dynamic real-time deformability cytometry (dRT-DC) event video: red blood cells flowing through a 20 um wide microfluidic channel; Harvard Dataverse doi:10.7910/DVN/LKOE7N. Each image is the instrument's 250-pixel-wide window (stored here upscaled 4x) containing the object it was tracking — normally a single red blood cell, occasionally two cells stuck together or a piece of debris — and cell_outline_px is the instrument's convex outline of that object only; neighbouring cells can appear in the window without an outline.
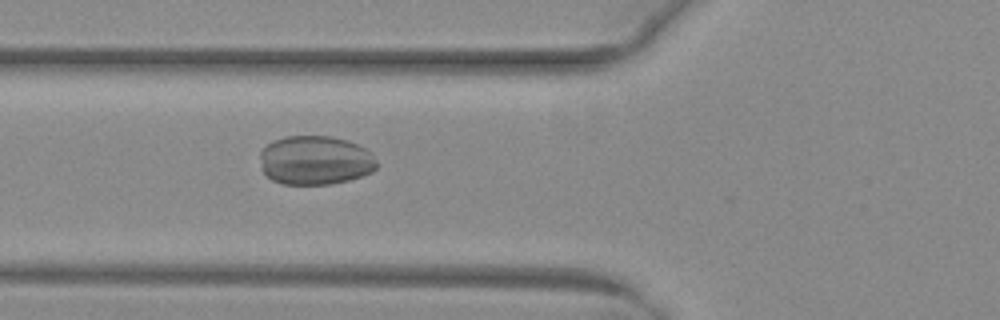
{"species": "common noctule bat (a hibernating species)", "species_latin": "Nyctalus noctula", "temperature_condition": "warm", "stored_images_in_passage": 39, "camera_frame_rate_fps": 3000, "um_per_image_px": 0.085, "animal": {"sex": "female", "body_mass_g": 29.2, "forearm_length_mm": 56.3}, "frame": {"image": 1, "passage_image": 7, "time_ms": 2.0, "image_size_px": [1000, 320], "cell_outline_px": [[380, 164], [372, 172], [348, 180], [332, 184], [284, 184], [272, 180], [260, 168], [260, 152], [268, 144], [284, 136], [332, 136], [348, 140], [372, 152]], "centroid_in_image_um": [26.82, 13.62], "position_along_channel_um": 99.0, "area_um2": 33.64}}
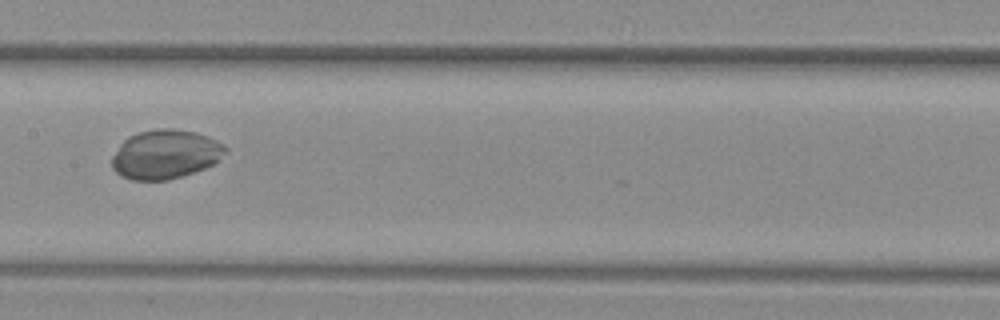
{"frame": {"image": 2, "passage_image": 14, "time_ms": 4.333, "image_size_px": [1000, 320], "cell_outline_px": [[228, 148], [212, 164], [204, 168], [168, 180], [132, 180], [120, 176], [112, 168], [112, 156], [120, 144], [128, 136], [136, 132], [156, 128], [172, 128], [196, 132], [208, 136], [224, 144]], "centroid_in_image_um": [14.01, 13.1], "position_along_channel_um": 193.4, "area_um2": 32.43}}
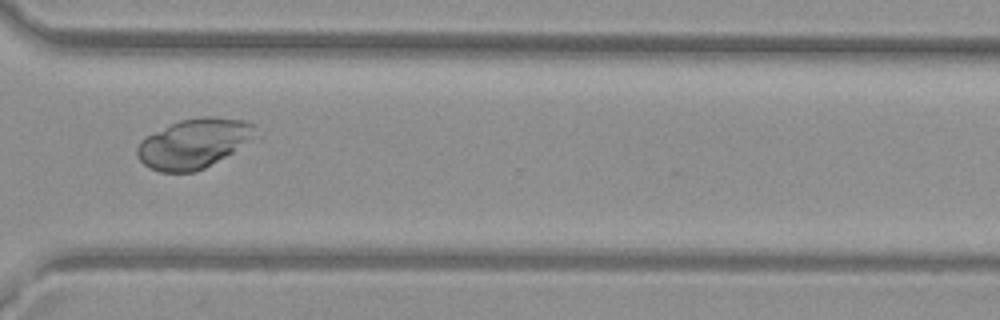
{"frame": {"image": 3, "passage_image": 26, "time_ms": 8.333, "image_size_px": [1000, 320], "cell_outline_px": [[256, 124], [244, 140], [232, 152], [204, 168], [196, 172], [160, 172], [148, 168], [136, 156], [136, 148], [140, 140], [180, 120], [200, 116], [212, 116], [244, 120]], "centroid_in_image_um": [16.35, 12.2], "position_along_channel_um": 354.3, "area_um2": 33.12}}